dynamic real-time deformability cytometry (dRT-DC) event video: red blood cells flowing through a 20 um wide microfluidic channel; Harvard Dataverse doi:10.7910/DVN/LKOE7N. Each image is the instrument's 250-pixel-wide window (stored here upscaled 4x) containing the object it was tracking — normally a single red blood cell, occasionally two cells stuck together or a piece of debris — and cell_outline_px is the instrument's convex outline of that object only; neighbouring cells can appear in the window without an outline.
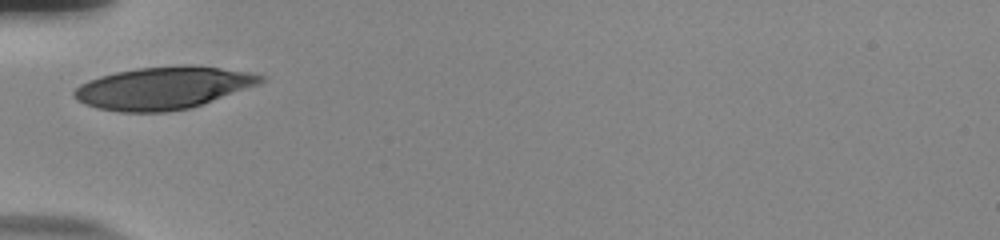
{"species": "human", "species_latin": "Homo sapiens", "temperature_condition": "room temperature", "stored_images_in_passage": 28, "camera_frame_rate_fps": 3000, "um_per_image_px": 0.085, "donor": {"sex": "male"}, "frame": {"image": 1, "passage_image": 1, "time_ms": 0.0, "image_size_px": [1000, 240], "cell_outline_px": [[268, 80], [260, 84], [204, 104], [192, 108], [168, 112], [120, 112], [96, 108], [84, 104], [76, 100], [72, 96], [72, 92], [80, 84], [88, 80], [100, 76], [116, 72], [136, 68], [184, 64], [192, 64], [252, 72], [268, 76]], "centroid_in_image_um": [13.92, 7.47], "position_along_channel_um": 71.1, "area_um2": 46.99}}
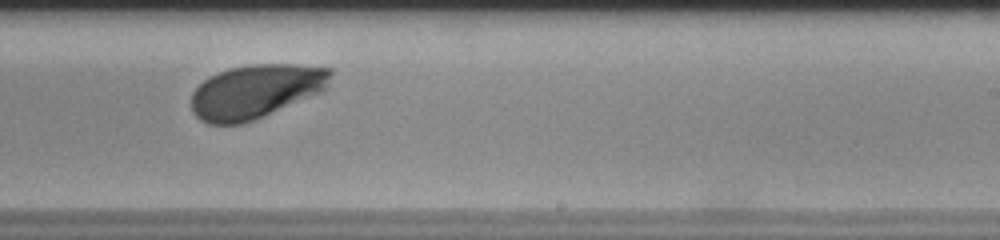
{"frame": {"image": 2, "passage_image": 17, "time_ms": 5.333, "image_size_px": [1000, 240], "cell_outline_px": [[332, 72], [328, 88], [320, 92], [264, 116], [240, 124], [208, 124], [200, 120], [192, 112], [192, 92], [208, 76], [228, 68], [252, 64], [296, 64], [332, 68]], "centroid_in_image_um": [21.73, 7.75], "position_along_channel_um": 267.3, "area_um2": 43.75}}
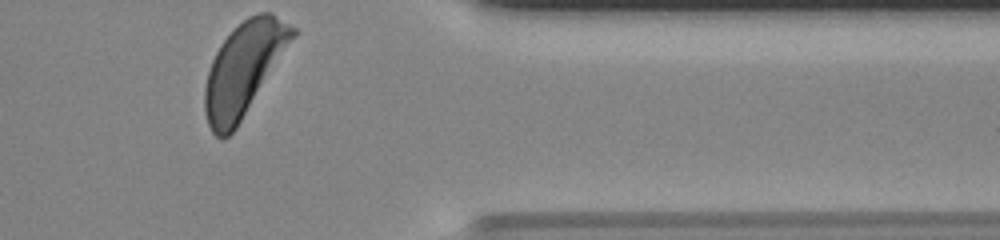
{"frame": {"image": 3, "passage_image": 28, "time_ms": 9.0, "image_size_px": [1000, 240], "cell_outline_px": [[296, 32], [236, 128], [228, 136], [220, 140], [212, 132], [208, 124], [204, 112], [204, 88], [208, 72], [212, 60], [220, 44], [248, 16], [256, 12], [272, 12], [296, 28]], "centroid_in_image_um": [20.67, 5.87], "position_along_channel_um": 390.7, "area_um2": 46.3}, "authors_computed_cell_mechanics": {"area_um2": 45.373, "velocity_mm_per_s": 3.7042, "shape_relaxation_time_tau1_ms": 2.2643, "shape_relaxation_time_tau2_ms": null, "deformation_change_tau1": 0.1488, "deformation_change_tau2": null}}